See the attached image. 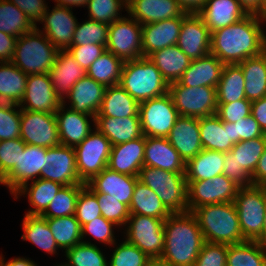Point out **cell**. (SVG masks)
Returning a JSON list of instances; mask_svg holds the SVG:
<instances>
[{
  "label": "cell",
  "instance_id": "53",
  "mask_svg": "<svg viewBox=\"0 0 266 266\" xmlns=\"http://www.w3.org/2000/svg\"><path fill=\"white\" fill-rule=\"evenodd\" d=\"M108 266H146L149 257L125 240L114 250Z\"/></svg>",
  "mask_w": 266,
  "mask_h": 266
},
{
  "label": "cell",
  "instance_id": "54",
  "mask_svg": "<svg viewBox=\"0 0 266 266\" xmlns=\"http://www.w3.org/2000/svg\"><path fill=\"white\" fill-rule=\"evenodd\" d=\"M74 215L81 227L102 216L97 196L87 186L79 193Z\"/></svg>",
  "mask_w": 266,
  "mask_h": 266
},
{
  "label": "cell",
  "instance_id": "61",
  "mask_svg": "<svg viewBox=\"0 0 266 266\" xmlns=\"http://www.w3.org/2000/svg\"><path fill=\"white\" fill-rule=\"evenodd\" d=\"M223 174L239 187L253 185L251 175L238 164L230 151L224 153Z\"/></svg>",
  "mask_w": 266,
  "mask_h": 266
},
{
  "label": "cell",
  "instance_id": "25",
  "mask_svg": "<svg viewBox=\"0 0 266 266\" xmlns=\"http://www.w3.org/2000/svg\"><path fill=\"white\" fill-rule=\"evenodd\" d=\"M185 164L168 138L146 136L144 166L185 173Z\"/></svg>",
  "mask_w": 266,
  "mask_h": 266
},
{
  "label": "cell",
  "instance_id": "28",
  "mask_svg": "<svg viewBox=\"0 0 266 266\" xmlns=\"http://www.w3.org/2000/svg\"><path fill=\"white\" fill-rule=\"evenodd\" d=\"M224 65L215 55L209 53L199 59L191 60L189 67L178 82L187 87L207 86L216 88Z\"/></svg>",
  "mask_w": 266,
  "mask_h": 266
},
{
  "label": "cell",
  "instance_id": "39",
  "mask_svg": "<svg viewBox=\"0 0 266 266\" xmlns=\"http://www.w3.org/2000/svg\"><path fill=\"white\" fill-rule=\"evenodd\" d=\"M28 186V183H26L14 195L17 199L20 193V195H23L28 192L26 194H28L29 202L34 208L26 213L28 215H41L47 209L54 196H56L63 187V185L58 182L41 178L35 179L29 189Z\"/></svg>",
  "mask_w": 266,
  "mask_h": 266
},
{
  "label": "cell",
  "instance_id": "31",
  "mask_svg": "<svg viewBox=\"0 0 266 266\" xmlns=\"http://www.w3.org/2000/svg\"><path fill=\"white\" fill-rule=\"evenodd\" d=\"M94 126L108 138L112 146L134 140L143 135L140 117L96 116Z\"/></svg>",
  "mask_w": 266,
  "mask_h": 266
},
{
  "label": "cell",
  "instance_id": "8",
  "mask_svg": "<svg viewBox=\"0 0 266 266\" xmlns=\"http://www.w3.org/2000/svg\"><path fill=\"white\" fill-rule=\"evenodd\" d=\"M168 94L181 116L202 118L216 114L218 104L214 87H187L176 81L169 84Z\"/></svg>",
  "mask_w": 266,
  "mask_h": 266
},
{
  "label": "cell",
  "instance_id": "6",
  "mask_svg": "<svg viewBox=\"0 0 266 266\" xmlns=\"http://www.w3.org/2000/svg\"><path fill=\"white\" fill-rule=\"evenodd\" d=\"M139 181L153 190L171 213L188 212V190L185 173H175L143 166Z\"/></svg>",
  "mask_w": 266,
  "mask_h": 266
},
{
  "label": "cell",
  "instance_id": "38",
  "mask_svg": "<svg viewBox=\"0 0 266 266\" xmlns=\"http://www.w3.org/2000/svg\"><path fill=\"white\" fill-rule=\"evenodd\" d=\"M129 211L130 214L150 216L163 220H166L171 214L156 193L139 180L135 184Z\"/></svg>",
  "mask_w": 266,
  "mask_h": 266
},
{
  "label": "cell",
  "instance_id": "58",
  "mask_svg": "<svg viewBox=\"0 0 266 266\" xmlns=\"http://www.w3.org/2000/svg\"><path fill=\"white\" fill-rule=\"evenodd\" d=\"M217 104L216 115L224 122L235 123L251 114L252 102L247 99Z\"/></svg>",
  "mask_w": 266,
  "mask_h": 266
},
{
  "label": "cell",
  "instance_id": "9",
  "mask_svg": "<svg viewBox=\"0 0 266 266\" xmlns=\"http://www.w3.org/2000/svg\"><path fill=\"white\" fill-rule=\"evenodd\" d=\"M112 144L97 128L74 147L78 176L83 183L100 174L108 164Z\"/></svg>",
  "mask_w": 266,
  "mask_h": 266
},
{
  "label": "cell",
  "instance_id": "44",
  "mask_svg": "<svg viewBox=\"0 0 266 266\" xmlns=\"http://www.w3.org/2000/svg\"><path fill=\"white\" fill-rule=\"evenodd\" d=\"M46 221L59 248L66 251L83 242L82 227L75 215L46 218Z\"/></svg>",
  "mask_w": 266,
  "mask_h": 266
},
{
  "label": "cell",
  "instance_id": "22",
  "mask_svg": "<svg viewBox=\"0 0 266 266\" xmlns=\"http://www.w3.org/2000/svg\"><path fill=\"white\" fill-rule=\"evenodd\" d=\"M146 136L142 135L134 140L113 145L107 167L120 174L139 176L144 166Z\"/></svg>",
  "mask_w": 266,
  "mask_h": 266
},
{
  "label": "cell",
  "instance_id": "55",
  "mask_svg": "<svg viewBox=\"0 0 266 266\" xmlns=\"http://www.w3.org/2000/svg\"><path fill=\"white\" fill-rule=\"evenodd\" d=\"M25 145L21 138L0 141V181L18 164Z\"/></svg>",
  "mask_w": 266,
  "mask_h": 266
},
{
  "label": "cell",
  "instance_id": "50",
  "mask_svg": "<svg viewBox=\"0 0 266 266\" xmlns=\"http://www.w3.org/2000/svg\"><path fill=\"white\" fill-rule=\"evenodd\" d=\"M89 19L111 25L122 16L118 13L125 6L127 11V0H88Z\"/></svg>",
  "mask_w": 266,
  "mask_h": 266
},
{
  "label": "cell",
  "instance_id": "18",
  "mask_svg": "<svg viewBox=\"0 0 266 266\" xmlns=\"http://www.w3.org/2000/svg\"><path fill=\"white\" fill-rule=\"evenodd\" d=\"M47 148L26 144L24 152L19 154L18 164L0 181L9 187L12 194L22 188L28 181H34L44 168Z\"/></svg>",
  "mask_w": 266,
  "mask_h": 266
},
{
  "label": "cell",
  "instance_id": "59",
  "mask_svg": "<svg viewBox=\"0 0 266 266\" xmlns=\"http://www.w3.org/2000/svg\"><path fill=\"white\" fill-rule=\"evenodd\" d=\"M114 225L113 222L108 221L103 216L97 217L82 226V240L84 235L89 233L96 240L108 245H115L114 232L112 231Z\"/></svg>",
  "mask_w": 266,
  "mask_h": 266
},
{
  "label": "cell",
  "instance_id": "51",
  "mask_svg": "<svg viewBox=\"0 0 266 266\" xmlns=\"http://www.w3.org/2000/svg\"><path fill=\"white\" fill-rule=\"evenodd\" d=\"M17 104L0 102V141L20 138L21 108Z\"/></svg>",
  "mask_w": 266,
  "mask_h": 266
},
{
  "label": "cell",
  "instance_id": "2",
  "mask_svg": "<svg viewBox=\"0 0 266 266\" xmlns=\"http://www.w3.org/2000/svg\"><path fill=\"white\" fill-rule=\"evenodd\" d=\"M164 232L161 258L173 266H193L205 242L195 215L171 213L164 221Z\"/></svg>",
  "mask_w": 266,
  "mask_h": 266
},
{
  "label": "cell",
  "instance_id": "42",
  "mask_svg": "<svg viewBox=\"0 0 266 266\" xmlns=\"http://www.w3.org/2000/svg\"><path fill=\"white\" fill-rule=\"evenodd\" d=\"M226 266H266V248L248 240L228 245Z\"/></svg>",
  "mask_w": 266,
  "mask_h": 266
},
{
  "label": "cell",
  "instance_id": "14",
  "mask_svg": "<svg viewBox=\"0 0 266 266\" xmlns=\"http://www.w3.org/2000/svg\"><path fill=\"white\" fill-rule=\"evenodd\" d=\"M20 138L26 144L45 148L60 145L55 114L21 109Z\"/></svg>",
  "mask_w": 266,
  "mask_h": 266
},
{
  "label": "cell",
  "instance_id": "57",
  "mask_svg": "<svg viewBox=\"0 0 266 266\" xmlns=\"http://www.w3.org/2000/svg\"><path fill=\"white\" fill-rule=\"evenodd\" d=\"M231 141L236 144L263 136L265 133L250 114L235 123H230Z\"/></svg>",
  "mask_w": 266,
  "mask_h": 266
},
{
  "label": "cell",
  "instance_id": "13",
  "mask_svg": "<svg viewBox=\"0 0 266 266\" xmlns=\"http://www.w3.org/2000/svg\"><path fill=\"white\" fill-rule=\"evenodd\" d=\"M238 189L224 174L211 180L187 181L188 211L209 204L234 202Z\"/></svg>",
  "mask_w": 266,
  "mask_h": 266
},
{
  "label": "cell",
  "instance_id": "33",
  "mask_svg": "<svg viewBox=\"0 0 266 266\" xmlns=\"http://www.w3.org/2000/svg\"><path fill=\"white\" fill-rule=\"evenodd\" d=\"M140 103L131 97L119 84L106 88L101 108L96 116L114 118L140 117Z\"/></svg>",
  "mask_w": 266,
  "mask_h": 266
},
{
  "label": "cell",
  "instance_id": "36",
  "mask_svg": "<svg viewBox=\"0 0 266 266\" xmlns=\"http://www.w3.org/2000/svg\"><path fill=\"white\" fill-rule=\"evenodd\" d=\"M245 79V95L249 101L266 97V50L258 56L238 63Z\"/></svg>",
  "mask_w": 266,
  "mask_h": 266
},
{
  "label": "cell",
  "instance_id": "46",
  "mask_svg": "<svg viewBox=\"0 0 266 266\" xmlns=\"http://www.w3.org/2000/svg\"><path fill=\"white\" fill-rule=\"evenodd\" d=\"M85 186L86 184L63 186L41 216L44 218H59L74 215L77 198Z\"/></svg>",
  "mask_w": 266,
  "mask_h": 266
},
{
  "label": "cell",
  "instance_id": "43",
  "mask_svg": "<svg viewBox=\"0 0 266 266\" xmlns=\"http://www.w3.org/2000/svg\"><path fill=\"white\" fill-rule=\"evenodd\" d=\"M124 62L108 50L99 56L87 69L86 75L106 87L120 82Z\"/></svg>",
  "mask_w": 266,
  "mask_h": 266
},
{
  "label": "cell",
  "instance_id": "12",
  "mask_svg": "<svg viewBox=\"0 0 266 266\" xmlns=\"http://www.w3.org/2000/svg\"><path fill=\"white\" fill-rule=\"evenodd\" d=\"M164 221L144 215L130 214L126 240L149 258L161 257L164 250Z\"/></svg>",
  "mask_w": 266,
  "mask_h": 266
},
{
  "label": "cell",
  "instance_id": "4",
  "mask_svg": "<svg viewBox=\"0 0 266 266\" xmlns=\"http://www.w3.org/2000/svg\"><path fill=\"white\" fill-rule=\"evenodd\" d=\"M119 85L139 103L168 93L169 84L148 57L124 62Z\"/></svg>",
  "mask_w": 266,
  "mask_h": 266
},
{
  "label": "cell",
  "instance_id": "32",
  "mask_svg": "<svg viewBox=\"0 0 266 266\" xmlns=\"http://www.w3.org/2000/svg\"><path fill=\"white\" fill-rule=\"evenodd\" d=\"M199 130L203 149L225 153L235 145L231 141L230 123L216 114L199 118Z\"/></svg>",
  "mask_w": 266,
  "mask_h": 266
},
{
  "label": "cell",
  "instance_id": "29",
  "mask_svg": "<svg viewBox=\"0 0 266 266\" xmlns=\"http://www.w3.org/2000/svg\"><path fill=\"white\" fill-rule=\"evenodd\" d=\"M198 14L210 32L234 24L248 15L238 0H206Z\"/></svg>",
  "mask_w": 266,
  "mask_h": 266
},
{
  "label": "cell",
  "instance_id": "64",
  "mask_svg": "<svg viewBox=\"0 0 266 266\" xmlns=\"http://www.w3.org/2000/svg\"><path fill=\"white\" fill-rule=\"evenodd\" d=\"M251 115L258 122L263 132L266 133V97L252 101Z\"/></svg>",
  "mask_w": 266,
  "mask_h": 266
},
{
  "label": "cell",
  "instance_id": "3",
  "mask_svg": "<svg viewBox=\"0 0 266 266\" xmlns=\"http://www.w3.org/2000/svg\"><path fill=\"white\" fill-rule=\"evenodd\" d=\"M192 213L206 242L232 245L246 241L234 202L204 205Z\"/></svg>",
  "mask_w": 266,
  "mask_h": 266
},
{
  "label": "cell",
  "instance_id": "35",
  "mask_svg": "<svg viewBox=\"0 0 266 266\" xmlns=\"http://www.w3.org/2000/svg\"><path fill=\"white\" fill-rule=\"evenodd\" d=\"M224 153L203 149L185 164L186 181L212 179L223 174Z\"/></svg>",
  "mask_w": 266,
  "mask_h": 266
},
{
  "label": "cell",
  "instance_id": "65",
  "mask_svg": "<svg viewBox=\"0 0 266 266\" xmlns=\"http://www.w3.org/2000/svg\"><path fill=\"white\" fill-rule=\"evenodd\" d=\"M251 177L253 185H260L266 187V149L261 155L257 167Z\"/></svg>",
  "mask_w": 266,
  "mask_h": 266
},
{
  "label": "cell",
  "instance_id": "48",
  "mask_svg": "<svg viewBox=\"0 0 266 266\" xmlns=\"http://www.w3.org/2000/svg\"><path fill=\"white\" fill-rule=\"evenodd\" d=\"M65 253L68 263L60 266H108L103 252L91 242L83 241Z\"/></svg>",
  "mask_w": 266,
  "mask_h": 266
},
{
  "label": "cell",
  "instance_id": "70",
  "mask_svg": "<svg viewBox=\"0 0 266 266\" xmlns=\"http://www.w3.org/2000/svg\"><path fill=\"white\" fill-rule=\"evenodd\" d=\"M146 266H173L161 257L149 258Z\"/></svg>",
  "mask_w": 266,
  "mask_h": 266
},
{
  "label": "cell",
  "instance_id": "60",
  "mask_svg": "<svg viewBox=\"0 0 266 266\" xmlns=\"http://www.w3.org/2000/svg\"><path fill=\"white\" fill-rule=\"evenodd\" d=\"M106 50V47L100 44H88V45H71L67 51L74 57L80 66L85 71L91 66V64L101 56Z\"/></svg>",
  "mask_w": 266,
  "mask_h": 266
},
{
  "label": "cell",
  "instance_id": "23",
  "mask_svg": "<svg viewBox=\"0 0 266 266\" xmlns=\"http://www.w3.org/2000/svg\"><path fill=\"white\" fill-rule=\"evenodd\" d=\"M167 138L185 163L203 150L199 118L180 115Z\"/></svg>",
  "mask_w": 266,
  "mask_h": 266
},
{
  "label": "cell",
  "instance_id": "24",
  "mask_svg": "<svg viewBox=\"0 0 266 266\" xmlns=\"http://www.w3.org/2000/svg\"><path fill=\"white\" fill-rule=\"evenodd\" d=\"M106 86L98 83L88 75L78 80L66 97L70 99V109L96 117L105 95Z\"/></svg>",
  "mask_w": 266,
  "mask_h": 266
},
{
  "label": "cell",
  "instance_id": "67",
  "mask_svg": "<svg viewBox=\"0 0 266 266\" xmlns=\"http://www.w3.org/2000/svg\"><path fill=\"white\" fill-rule=\"evenodd\" d=\"M247 14H255L260 17V0H238Z\"/></svg>",
  "mask_w": 266,
  "mask_h": 266
},
{
  "label": "cell",
  "instance_id": "5",
  "mask_svg": "<svg viewBox=\"0 0 266 266\" xmlns=\"http://www.w3.org/2000/svg\"><path fill=\"white\" fill-rule=\"evenodd\" d=\"M59 51L36 26L17 38L11 62L27 75L49 73Z\"/></svg>",
  "mask_w": 266,
  "mask_h": 266
},
{
  "label": "cell",
  "instance_id": "47",
  "mask_svg": "<svg viewBox=\"0 0 266 266\" xmlns=\"http://www.w3.org/2000/svg\"><path fill=\"white\" fill-rule=\"evenodd\" d=\"M265 149L266 133L258 138L236 143L230 152L238 164L252 176Z\"/></svg>",
  "mask_w": 266,
  "mask_h": 266
},
{
  "label": "cell",
  "instance_id": "10",
  "mask_svg": "<svg viewBox=\"0 0 266 266\" xmlns=\"http://www.w3.org/2000/svg\"><path fill=\"white\" fill-rule=\"evenodd\" d=\"M139 116L143 135L167 138L180 115L167 93L140 102Z\"/></svg>",
  "mask_w": 266,
  "mask_h": 266
},
{
  "label": "cell",
  "instance_id": "71",
  "mask_svg": "<svg viewBox=\"0 0 266 266\" xmlns=\"http://www.w3.org/2000/svg\"><path fill=\"white\" fill-rule=\"evenodd\" d=\"M256 241L266 248V213L264 217L262 234Z\"/></svg>",
  "mask_w": 266,
  "mask_h": 266
},
{
  "label": "cell",
  "instance_id": "72",
  "mask_svg": "<svg viewBox=\"0 0 266 266\" xmlns=\"http://www.w3.org/2000/svg\"><path fill=\"white\" fill-rule=\"evenodd\" d=\"M260 17L266 19V0H260Z\"/></svg>",
  "mask_w": 266,
  "mask_h": 266
},
{
  "label": "cell",
  "instance_id": "49",
  "mask_svg": "<svg viewBox=\"0 0 266 266\" xmlns=\"http://www.w3.org/2000/svg\"><path fill=\"white\" fill-rule=\"evenodd\" d=\"M108 24L90 20L77 23L71 45L100 44L106 47Z\"/></svg>",
  "mask_w": 266,
  "mask_h": 266
},
{
  "label": "cell",
  "instance_id": "41",
  "mask_svg": "<svg viewBox=\"0 0 266 266\" xmlns=\"http://www.w3.org/2000/svg\"><path fill=\"white\" fill-rule=\"evenodd\" d=\"M23 230L22 240H29L38 248L51 254L56 253L57 248H59L46 218L41 215L26 214L23 219Z\"/></svg>",
  "mask_w": 266,
  "mask_h": 266
},
{
  "label": "cell",
  "instance_id": "1",
  "mask_svg": "<svg viewBox=\"0 0 266 266\" xmlns=\"http://www.w3.org/2000/svg\"><path fill=\"white\" fill-rule=\"evenodd\" d=\"M266 21L248 14L240 21L211 32L210 53L224 64H238L266 50L265 32L260 22Z\"/></svg>",
  "mask_w": 266,
  "mask_h": 266
},
{
  "label": "cell",
  "instance_id": "15",
  "mask_svg": "<svg viewBox=\"0 0 266 266\" xmlns=\"http://www.w3.org/2000/svg\"><path fill=\"white\" fill-rule=\"evenodd\" d=\"M40 178L58 182L63 186L85 184L78 176L74 147L60 144L47 148Z\"/></svg>",
  "mask_w": 266,
  "mask_h": 266
},
{
  "label": "cell",
  "instance_id": "27",
  "mask_svg": "<svg viewBox=\"0 0 266 266\" xmlns=\"http://www.w3.org/2000/svg\"><path fill=\"white\" fill-rule=\"evenodd\" d=\"M65 109V101L55 113L61 145L75 147L80 144L93 130L87 117H91L95 123V117Z\"/></svg>",
  "mask_w": 266,
  "mask_h": 266
},
{
  "label": "cell",
  "instance_id": "63",
  "mask_svg": "<svg viewBox=\"0 0 266 266\" xmlns=\"http://www.w3.org/2000/svg\"><path fill=\"white\" fill-rule=\"evenodd\" d=\"M17 37L0 31V62H11Z\"/></svg>",
  "mask_w": 266,
  "mask_h": 266
},
{
  "label": "cell",
  "instance_id": "52",
  "mask_svg": "<svg viewBox=\"0 0 266 266\" xmlns=\"http://www.w3.org/2000/svg\"><path fill=\"white\" fill-rule=\"evenodd\" d=\"M100 206L102 216L118 226H126L130 216L129 207L126 204L112 198L109 194L94 193Z\"/></svg>",
  "mask_w": 266,
  "mask_h": 266
},
{
  "label": "cell",
  "instance_id": "17",
  "mask_svg": "<svg viewBox=\"0 0 266 266\" xmlns=\"http://www.w3.org/2000/svg\"><path fill=\"white\" fill-rule=\"evenodd\" d=\"M176 45L190 60L199 59L210 53L211 32L199 14H186Z\"/></svg>",
  "mask_w": 266,
  "mask_h": 266
},
{
  "label": "cell",
  "instance_id": "19",
  "mask_svg": "<svg viewBox=\"0 0 266 266\" xmlns=\"http://www.w3.org/2000/svg\"><path fill=\"white\" fill-rule=\"evenodd\" d=\"M72 8L56 5L51 12L46 10L40 22H44V35L59 50H67L73 41L77 19L71 12Z\"/></svg>",
  "mask_w": 266,
  "mask_h": 266
},
{
  "label": "cell",
  "instance_id": "37",
  "mask_svg": "<svg viewBox=\"0 0 266 266\" xmlns=\"http://www.w3.org/2000/svg\"><path fill=\"white\" fill-rule=\"evenodd\" d=\"M0 64V102L18 105L25 93L28 75L12 62Z\"/></svg>",
  "mask_w": 266,
  "mask_h": 266
},
{
  "label": "cell",
  "instance_id": "66",
  "mask_svg": "<svg viewBox=\"0 0 266 266\" xmlns=\"http://www.w3.org/2000/svg\"><path fill=\"white\" fill-rule=\"evenodd\" d=\"M188 14H198L205 6L206 0H176Z\"/></svg>",
  "mask_w": 266,
  "mask_h": 266
},
{
  "label": "cell",
  "instance_id": "21",
  "mask_svg": "<svg viewBox=\"0 0 266 266\" xmlns=\"http://www.w3.org/2000/svg\"><path fill=\"white\" fill-rule=\"evenodd\" d=\"M127 5V13L141 25L187 14L176 0H127Z\"/></svg>",
  "mask_w": 266,
  "mask_h": 266
},
{
  "label": "cell",
  "instance_id": "56",
  "mask_svg": "<svg viewBox=\"0 0 266 266\" xmlns=\"http://www.w3.org/2000/svg\"><path fill=\"white\" fill-rule=\"evenodd\" d=\"M228 245L204 242L193 266H226Z\"/></svg>",
  "mask_w": 266,
  "mask_h": 266
},
{
  "label": "cell",
  "instance_id": "26",
  "mask_svg": "<svg viewBox=\"0 0 266 266\" xmlns=\"http://www.w3.org/2000/svg\"><path fill=\"white\" fill-rule=\"evenodd\" d=\"M183 18H172L142 25L143 57L156 50L176 45Z\"/></svg>",
  "mask_w": 266,
  "mask_h": 266
},
{
  "label": "cell",
  "instance_id": "20",
  "mask_svg": "<svg viewBox=\"0 0 266 266\" xmlns=\"http://www.w3.org/2000/svg\"><path fill=\"white\" fill-rule=\"evenodd\" d=\"M138 180L139 177L120 174L106 167L100 174L87 182L86 186L93 193L109 194L129 207Z\"/></svg>",
  "mask_w": 266,
  "mask_h": 266
},
{
  "label": "cell",
  "instance_id": "16",
  "mask_svg": "<svg viewBox=\"0 0 266 266\" xmlns=\"http://www.w3.org/2000/svg\"><path fill=\"white\" fill-rule=\"evenodd\" d=\"M61 105L62 100L52 86L49 73L28 75L25 93L18 104L22 110L55 114Z\"/></svg>",
  "mask_w": 266,
  "mask_h": 266
},
{
  "label": "cell",
  "instance_id": "68",
  "mask_svg": "<svg viewBox=\"0 0 266 266\" xmlns=\"http://www.w3.org/2000/svg\"><path fill=\"white\" fill-rule=\"evenodd\" d=\"M0 266H37L34 262L25 258H14L4 263V259L0 257Z\"/></svg>",
  "mask_w": 266,
  "mask_h": 266
},
{
  "label": "cell",
  "instance_id": "34",
  "mask_svg": "<svg viewBox=\"0 0 266 266\" xmlns=\"http://www.w3.org/2000/svg\"><path fill=\"white\" fill-rule=\"evenodd\" d=\"M148 58L156 65L168 84L178 81L191 62L177 45L156 50Z\"/></svg>",
  "mask_w": 266,
  "mask_h": 266
},
{
  "label": "cell",
  "instance_id": "45",
  "mask_svg": "<svg viewBox=\"0 0 266 266\" xmlns=\"http://www.w3.org/2000/svg\"><path fill=\"white\" fill-rule=\"evenodd\" d=\"M35 26L17 6L7 0H0V31L20 37Z\"/></svg>",
  "mask_w": 266,
  "mask_h": 266
},
{
  "label": "cell",
  "instance_id": "62",
  "mask_svg": "<svg viewBox=\"0 0 266 266\" xmlns=\"http://www.w3.org/2000/svg\"><path fill=\"white\" fill-rule=\"evenodd\" d=\"M17 6L28 17L31 23L36 27V22L41 21L44 16L47 5L44 0H7Z\"/></svg>",
  "mask_w": 266,
  "mask_h": 266
},
{
  "label": "cell",
  "instance_id": "11",
  "mask_svg": "<svg viewBox=\"0 0 266 266\" xmlns=\"http://www.w3.org/2000/svg\"><path fill=\"white\" fill-rule=\"evenodd\" d=\"M130 18L122 17L108 27L106 50L123 62L143 57L142 25Z\"/></svg>",
  "mask_w": 266,
  "mask_h": 266
},
{
  "label": "cell",
  "instance_id": "7",
  "mask_svg": "<svg viewBox=\"0 0 266 266\" xmlns=\"http://www.w3.org/2000/svg\"><path fill=\"white\" fill-rule=\"evenodd\" d=\"M234 204L243 238L256 241L262 234L266 213V187L260 185L239 187Z\"/></svg>",
  "mask_w": 266,
  "mask_h": 266
},
{
  "label": "cell",
  "instance_id": "69",
  "mask_svg": "<svg viewBox=\"0 0 266 266\" xmlns=\"http://www.w3.org/2000/svg\"><path fill=\"white\" fill-rule=\"evenodd\" d=\"M55 2H57V5L72 8V6L87 5L88 0H55Z\"/></svg>",
  "mask_w": 266,
  "mask_h": 266
},
{
  "label": "cell",
  "instance_id": "30",
  "mask_svg": "<svg viewBox=\"0 0 266 266\" xmlns=\"http://www.w3.org/2000/svg\"><path fill=\"white\" fill-rule=\"evenodd\" d=\"M52 86L61 100L73 85L86 75V71L67 50H60L49 71Z\"/></svg>",
  "mask_w": 266,
  "mask_h": 266
},
{
  "label": "cell",
  "instance_id": "40",
  "mask_svg": "<svg viewBox=\"0 0 266 266\" xmlns=\"http://www.w3.org/2000/svg\"><path fill=\"white\" fill-rule=\"evenodd\" d=\"M217 103H230L246 99L245 79L238 64H225L216 87Z\"/></svg>",
  "mask_w": 266,
  "mask_h": 266
}]
</instances>
